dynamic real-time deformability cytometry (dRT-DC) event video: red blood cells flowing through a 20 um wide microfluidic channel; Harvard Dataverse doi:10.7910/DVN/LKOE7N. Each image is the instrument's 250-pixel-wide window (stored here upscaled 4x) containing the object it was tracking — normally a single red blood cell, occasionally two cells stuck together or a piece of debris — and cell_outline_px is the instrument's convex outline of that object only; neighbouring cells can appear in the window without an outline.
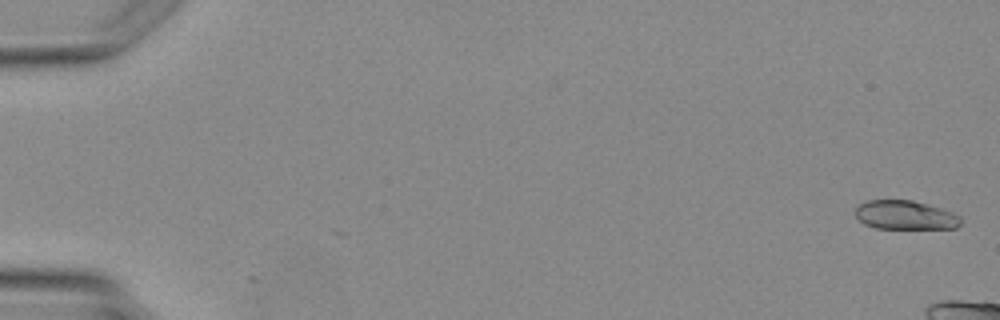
{"species": "Egyptian fruit bat (a non-hibernating species)", "species_latin": "Rousettus aegyptiacus", "temperature_condition": "warm", "stored_images_in_passage": 6, "camera_frame_rate_fps": 3000, "um_per_image_px": 0.085, "animal": {"sex": "female"}, "frame": {"image": 1, "passage_image": 1, "time_ms": 0.0, "image_size_px": [1000, 320], "cell_outline_px": [[960, 224], [956, 228], [876, 228], [864, 224], [856, 216], [856, 208], [860, 204], [868, 200], [912, 200], [928, 204], [952, 212], [960, 216]], "centroid_in_image_um": [76.94, 18.28], "position_along_channel_um": 8.1, "area_um2": 17.63}}
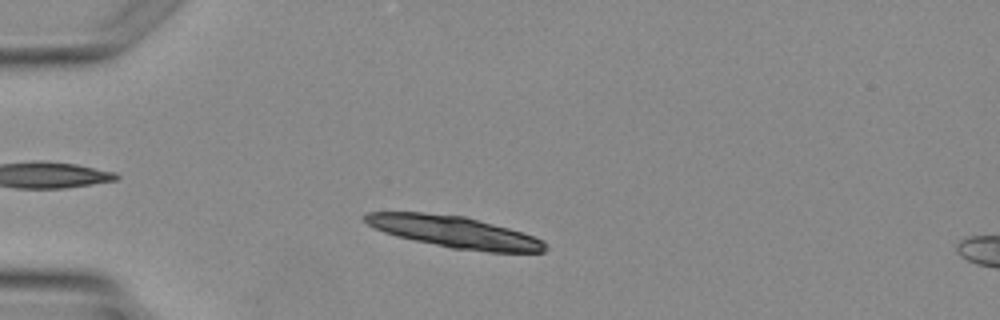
{"frame": {"image": 2, "passage_image": 5, "time_ms": 4.667, "image_size_px": [1000, 320], "cell_outline_px": [[548, 248], [544, 252], [488, 252], [452, 248], [396, 236], [384, 232], [368, 224], [364, 220], [364, 216], [368, 212], [424, 212], [464, 216], [508, 228], [544, 240]], "centroid_in_image_um": [38.64, 19.72], "position_along_channel_um": 46.4, "area_um2": 32.89}}